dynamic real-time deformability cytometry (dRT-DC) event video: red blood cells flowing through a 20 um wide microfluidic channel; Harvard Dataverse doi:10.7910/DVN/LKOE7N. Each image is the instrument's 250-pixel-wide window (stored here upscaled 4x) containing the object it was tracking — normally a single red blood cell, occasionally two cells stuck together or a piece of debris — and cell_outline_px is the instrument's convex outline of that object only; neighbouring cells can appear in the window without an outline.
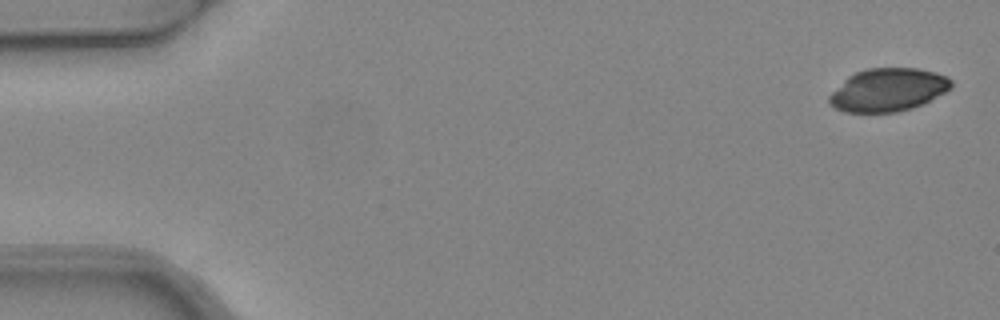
{"species": "common noctule bat (a hibernating species)", "species_latin": "Nyctalus noctula", "temperature_condition": "warm", "stored_images_in_passage": 8, "camera_frame_rate_fps": 3000, "um_per_image_px": 0.085, "animal": {"sex": "female", "body_mass_g": 24.6, "forearm_length_mm": 56.2}, "frame": {"image": 1, "passage_image": 1, "time_ms": 0.0, "image_size_px": [1000, 320], "cell_outline_px": [[952, 88], [912, 108], [896, 112], [844, 112], [828, 104], [828, 96], [848, 76], [856, 72], [868, 68], [920, 68], [936, 72], [948, 76], [952, 80]], "centroid_in_image_um": [75.48, 7.63], "position_along_channel_um": 9.5, "area_um2": 30.52}}
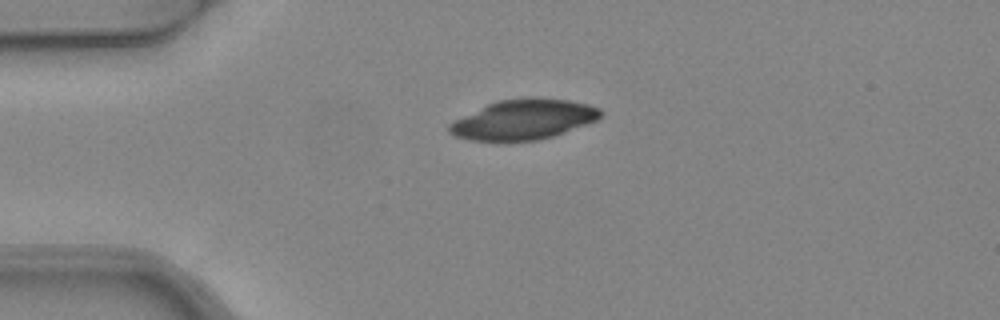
{"frame": {"image": 2, "passage_image": 4, "time_ms": 1.0, "image_size_px": [1000, 320], "cell_outline_px": [[604, 112], [596, 120], [588, 124], [552, 136], [536, 140], [500, 144], [496, 144], [468, 140], [456, 136], [448, 132], [448, 124], [452, 120], [496, 100], [528, 96], [536, 96], [568, 100], [588, 104], [600, 108]], "centroid_in_image_um": [44.43, 10.18], "position_along_channel_um": 40.6, "area_um2": 36.59}}